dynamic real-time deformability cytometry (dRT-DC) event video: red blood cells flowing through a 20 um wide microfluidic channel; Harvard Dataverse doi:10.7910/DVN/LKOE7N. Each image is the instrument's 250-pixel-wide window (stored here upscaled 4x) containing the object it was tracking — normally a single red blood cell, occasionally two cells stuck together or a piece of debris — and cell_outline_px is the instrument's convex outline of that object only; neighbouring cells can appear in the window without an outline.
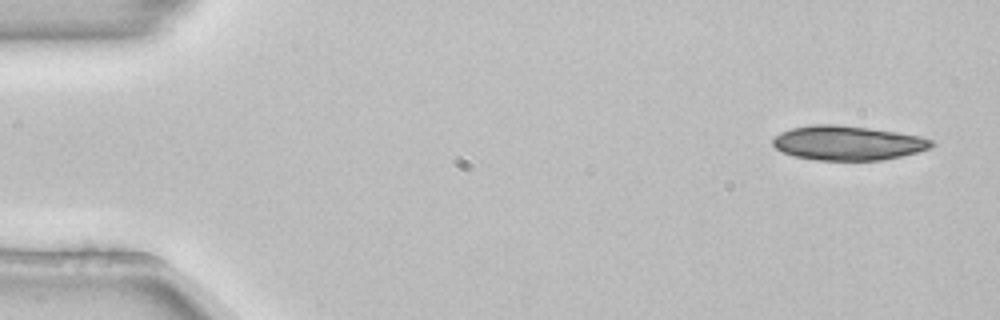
{"species": "common noctule bat (a hibernating species)", "species_latin": "Nyctalus noctula", "temperature_condition": "room temperature", "stored_images_in_passage": 5, "segment_of_instrument_passage": [2, 2], "camera_frame_rate_fps": 3000, "um_per_image_px": 0.085, "animal": {"sex": "female", "body_mass_g": 22.7, "forearm_length_mm": 54.2}, "frame": {"image": 1, "passage_image": 5, "time_ms": 1.333, "image_size_px": [1000, 320], "cell_outline_px": [[936, 144], [932, 148], [884, 160], [816, 160], [792, 156], [780, 152], [772, 144], [772, 140], [780, 132], [792, 128], [812, 124], [836, 124], [868, 128], [896, 132], [920, 136], [932, 140]], "centroid_in_image_um": [72.04, 12.15], "position_along_channel_um": 13.0, "area_um2": 31.96}}